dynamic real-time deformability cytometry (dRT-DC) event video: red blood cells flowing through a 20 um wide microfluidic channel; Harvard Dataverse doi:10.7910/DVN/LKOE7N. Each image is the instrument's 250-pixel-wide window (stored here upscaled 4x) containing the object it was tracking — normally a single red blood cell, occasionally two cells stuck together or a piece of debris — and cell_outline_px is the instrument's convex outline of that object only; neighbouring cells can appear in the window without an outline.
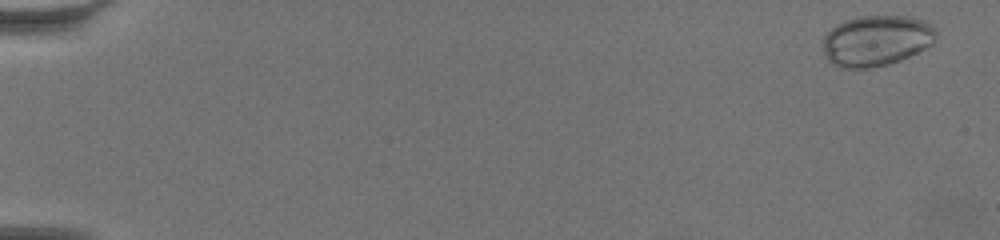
{"species": "common noctule bat (a hibernating species)", "species_latin": "Nyctalus noctula", "temperature_condition": "warm", "stored_images_in_passage": 63, "camera_frame_rate_fps": 3000, "um_per_image_px": 0.085, "animal": {"sex": "female", "body_mass_g": 19.5, "forearm_length_mm": 54.1}, "frame": {"image": 1, "passage_image": 3, "time_ms": 0.667, "image_size_px": [1000, 240], "cell_outline_px": [[936, 32], [932, 44], [900, 60], [888, 64], [868, 68], [840, 68], [828, 60], [824, 56], [824, 36], [836, 24], [844, 20], [860, 16], [912, 16], [924, 20], [932, 24], [936, 28]], "centroid_in_image_um": [74.49, 3.44], "position_along_channel_um": 10.5, "area_um2": 33.47}}
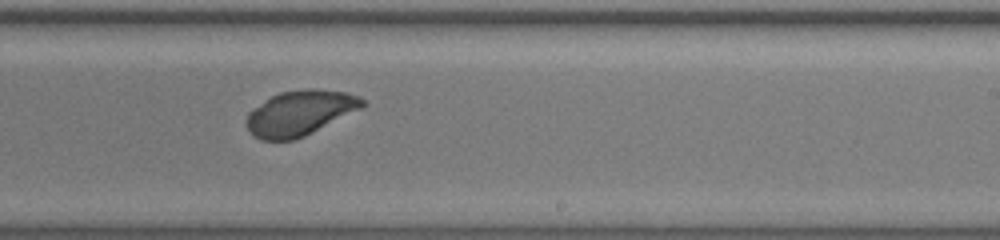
{"frame": {"image": 2, "passage_image": 41, "time_ms": 13.333, "image_size_px": [1000, 240], "cell_outline_px": [[368, 104], [296, 140], [260, 140], [252, 136], [248, 128], [248, 112], [264, 100], [280, 92], [308, 88], [316, 88], [348, 92], [360, 96]], "centroid_in_image_um": [25.5, 9.59], "position_along_channel_um": 263.5, "area_um2": 30.29}}
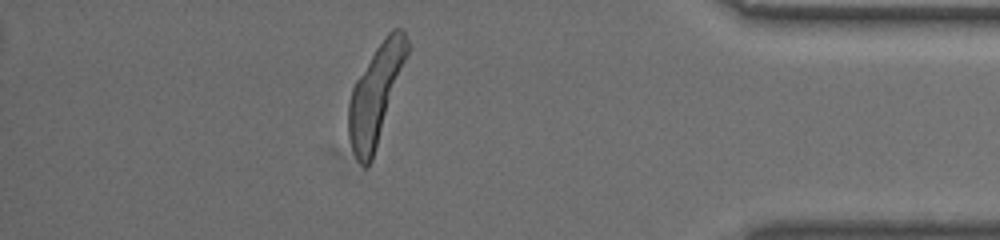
{"frame": {"image": 3, "passage_image": 56, "time_ms": 18.333, "image_size_px": [1000, 240], "cell_outline_px": [[408, 52], [372, 160], [364, 168], [356, 160], [348, 136], [348, 104], [352, 88], [356, 80], [376, 48], [388, 32], [392, 28], [404, 28], [408, 40]], "centroid_in_image_um": [31.91, 8.03], "position_along_channel_um": 403.3, "area_um2": 32.89}}